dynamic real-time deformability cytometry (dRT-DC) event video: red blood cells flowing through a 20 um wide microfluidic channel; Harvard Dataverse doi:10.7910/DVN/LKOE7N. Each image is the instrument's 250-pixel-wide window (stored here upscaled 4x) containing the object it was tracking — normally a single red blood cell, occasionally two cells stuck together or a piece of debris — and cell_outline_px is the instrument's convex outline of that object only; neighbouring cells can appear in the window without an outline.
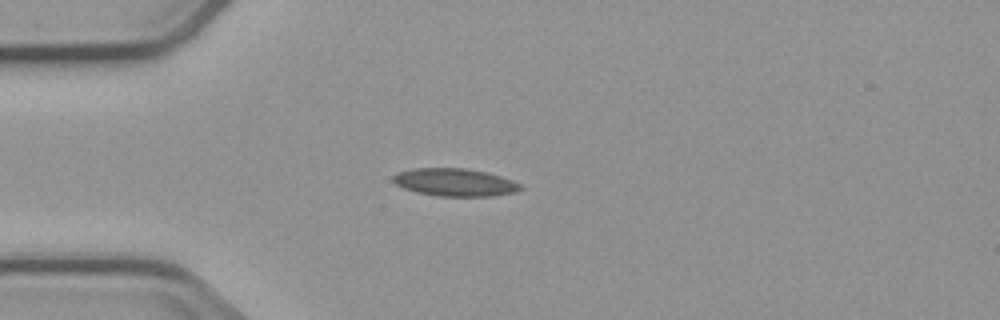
{"species": "common noctule bat (a hibernating species)", "species_latin": "Nyctalus noctula", "temperature_condition": "cold", "stored_images_in_passage": 4, "camera_frame_rate_fps": 3000, "um_per_image_px": 0.085, "animal": {"sex": "male", "body_mass_g": 23.1, "forearm_length_mm": 52.7}, "frame": {"image": 1, "passage_image": 4, "time_ms": 3.333, "image_size_px": [1000, 320], "cell_outline_px": [[524, 188], [516, 192], [492, 196], [440, 196], [416, 192], [404, 188], [396, 184], [392, 180], [392, 176], [396, 172], [412, 168], [464, 168], [484, 172], [500, 176], [512, 180], [520, 184]], "centroid_in_image_um": [38.64, 15.49], "position_along_channel_um": 46.4, "area_um2": 20.58}}